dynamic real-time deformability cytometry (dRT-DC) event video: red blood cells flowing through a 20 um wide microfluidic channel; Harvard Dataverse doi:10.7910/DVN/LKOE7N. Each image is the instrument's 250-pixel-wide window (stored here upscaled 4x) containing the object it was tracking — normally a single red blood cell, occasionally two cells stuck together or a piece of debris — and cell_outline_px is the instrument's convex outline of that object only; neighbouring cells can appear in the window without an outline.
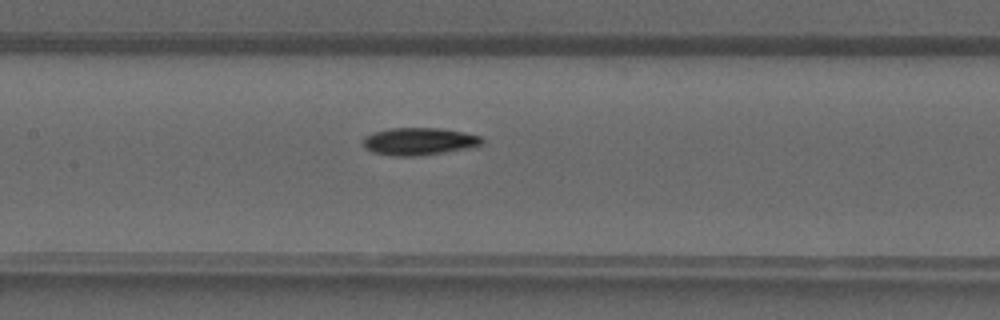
{"species": "common noctule bat (a hibernating species)", "species_latin": "Nyctalus noctula", "temperature_condition": "warm", "stored_images_in_passage": 33, "camera_frame_rate_fps": 3000, "um_per_image_px": 0.085, "animal": {"sex": "male", "forearm_length_mm": 52.5}, "frame": {"image": 1, "passage_image": 12, "time_ms": 3.667, "image_size_px": [1000, 320], "cell_outline_px": [[484, 144], [476, 148], [420, 156], [392, 156], [372, 152], [364, 148], [364, 136], [376, 132], [392, 128], [440, 128], [464, 132], [480, 136], [484, 140]], "centroid_in_image_um": [35.7, 12.04], "position_along_channel_um": 171.7, "area_um2": 19.36}}
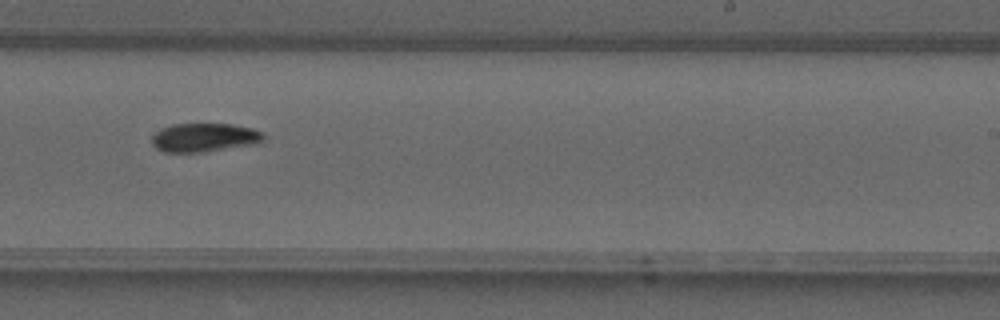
{"frame": {"image": 2, "passage_image": 18, "time_ms": 5.667, "image_size_px": [1000, 320], "cell_outline_px": [[264, 140], [256, 144], [204, 152], [164, 152], [156, 148], [152, 144], [152, 136], [156, 132], [172, 124], [232, 124], [252, 128], [260, 132], [264, 136]], "centroid_in_image_um": [17.37, 11.69], "position_along_channel_um": 271.6, "area_um2": 18.61}}
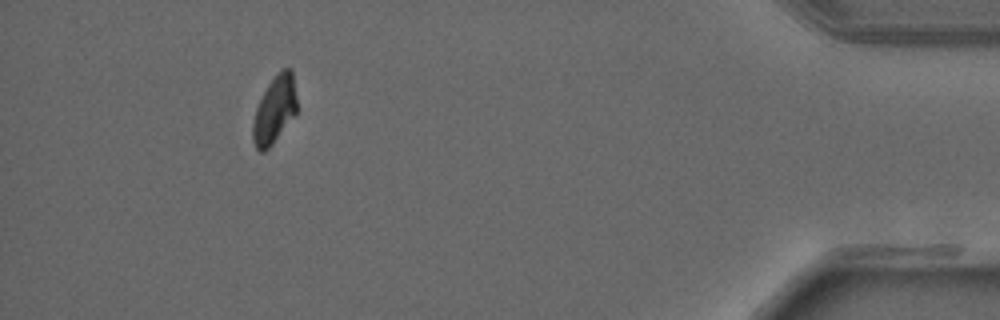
{"frame": {"image": 3, "passage_image": 30, "time_ms": 9.667, "image_size_px": [1000, 320], "cell_outline_px": [[296, 112], [272, 144], [264, 152], [260, 152], [256, 148], [252, 140], [252, 124], [256, 108], [268, 84], [276, 72], [280, 68], [292, 68], [296, 96]], "centroid_in_image_um": [23.32, 9.3], "position_along_channel_um": 411.9, "area_um2": 17.17}}